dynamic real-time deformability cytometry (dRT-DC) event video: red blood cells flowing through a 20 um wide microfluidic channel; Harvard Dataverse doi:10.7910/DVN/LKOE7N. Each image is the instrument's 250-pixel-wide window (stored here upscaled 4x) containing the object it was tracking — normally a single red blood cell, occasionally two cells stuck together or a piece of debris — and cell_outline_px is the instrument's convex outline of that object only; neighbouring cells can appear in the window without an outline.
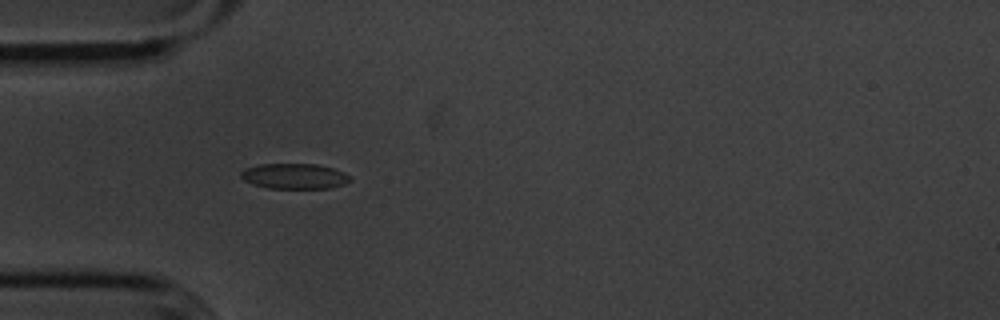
{"species": "common noctule bat (a hibernating species)", "species_latin": "Nyctalus noctula", "temperature_condition": "cold", "stored_images_in_passage": 29, "camera_frame_rate_fps": 3000, "um_per_image_px": 0.085, "animal": {"sex": "male", "body_mass_g": 20.1, "forearm_length_mm": 53.5}, "frame": {"image": 1, "passage_image": 6, "time_ms": 1.667, "image_size_px": [1000, 320], "cell_outline_px": [[352, 180], [344, 184], [332, 188], [268, 188], [252, 184], [244, 180], [240, 176], [240, 172], [244, 168], [260, 164], [316, 164], [332, 168], [344, 172], [352, 176]], "centroid_in_image_um": [25.04, 14.97], "position_along_channel_um": 60.0, "area_um2": 16.3}}
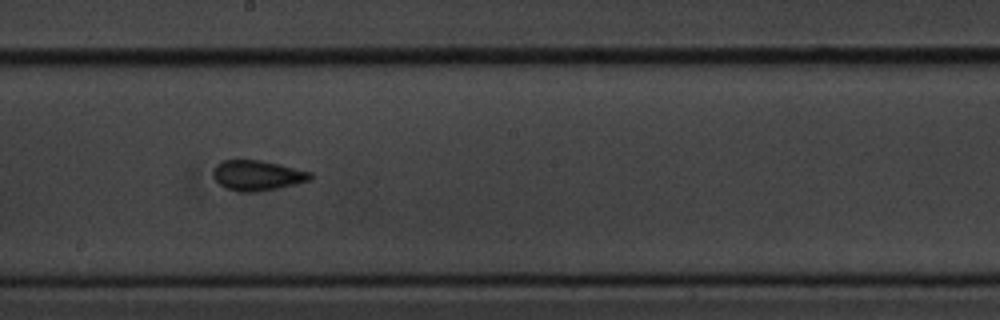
{"frame": {"image": 2, "passage_image": 20, "time_ms": 6.333, "image_size_px": [1000, 320], "cell_outline_px": [[312, 180], [276, 188], [256, 192], [236, 192], [224, 188], [212, 176], [212, 172], [216, 164], [224, 160], [260, 160], [280, 164], [312, 172]], "centroid_in_image_um": [21.85, 14.91], "position_along_channel_um": 226.3, "area_um2": 17.22}}
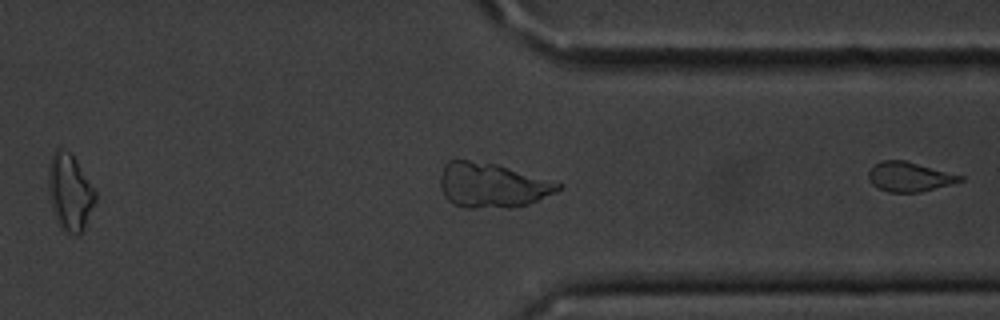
{"frame": {"image": 3, "passage_image": 29, "time_ms": 9.333, "image_size_px": [1000, 320], "cell_outline_px": [[964, 180], [952, 184], [920, 192], [888, 192], [872, 184], [868, 176], [868, 172], [880, 160], [904, 160], [964, 176]], "centroid_in_image_um": [77.31, 15.02], "position_along_channel_um": 334.1, "area_um2": 15.61}}